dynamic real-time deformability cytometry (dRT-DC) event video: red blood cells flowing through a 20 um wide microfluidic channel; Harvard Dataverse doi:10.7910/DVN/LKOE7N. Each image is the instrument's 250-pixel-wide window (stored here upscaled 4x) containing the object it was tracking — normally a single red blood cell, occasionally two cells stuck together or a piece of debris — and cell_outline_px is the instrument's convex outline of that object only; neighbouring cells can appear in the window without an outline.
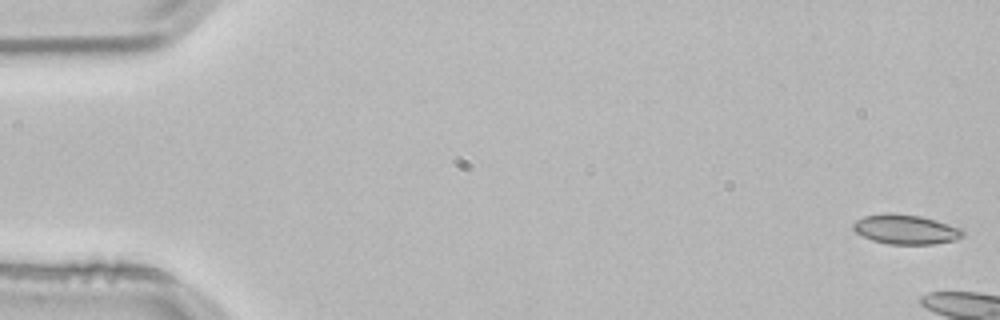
{"species": "common noctule bat (a hibernating species)", "species_latin": "Nyctalus noctula", "temperature_condition": "room temperature", "stored_images_in_passage": 8, "camera_frame_rate_fps": 3000, "um_per_image_px": 0.085, "animal": {"sex": "male", "body_mass_g": 21.5, "forearm_length_mm": 52.0}, "frame": {"image": 1, "passage_image": 1, "time_ms": 0.0, "image_size_px": [1000, 320], "cell_outline_px": [[964, 236], [952, 240], [932, 244], [888, 244], [872, 240], [856, 232], [852, 228], [852, 224], [856, 220], [864, 216], [888, 212], [920, 216], [936, 220], [960, 228], [964, 232]], "centroid_in_image_um": [76.95, 19.49], "position_along_channel_um": 8.0, "area_um2": 18.79}}